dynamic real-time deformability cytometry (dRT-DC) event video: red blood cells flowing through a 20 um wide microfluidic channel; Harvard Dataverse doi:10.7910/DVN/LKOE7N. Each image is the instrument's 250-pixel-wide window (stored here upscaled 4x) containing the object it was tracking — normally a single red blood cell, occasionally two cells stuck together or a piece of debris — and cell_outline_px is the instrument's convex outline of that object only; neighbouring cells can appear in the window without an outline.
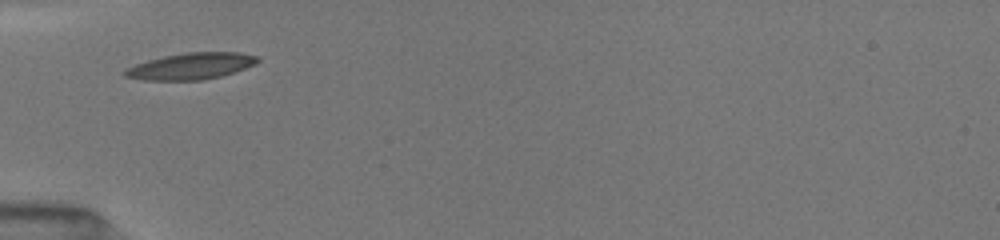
{"species": "common noctule bat (a hibernating species)", "species_latin": "Nyctalus noctula", "temperature_condition": "room temperature", "stored_images_in_passage": 10, "camera_frame_rate_fps": 3000, "um_per_image_px": 0.085, "animal": {"sex": "female", "body_mass_g": 19.5, "forearm_length_mm": 54.1}, "frame": {"image": 1, "passage_image": 1, "time_ms": 0.0, "image_size_px": [1000, 240], "cell_outline_px": [[260, 60], [256, 64], [220, 76], [200, 80], [144, 80], [124, 76], [120, 72], [124, 68], [148, 60], [164, 56], [188, 52], [240, 52], [256, 56]], "centroid_in_image_um": [16.18, 5.62], "position_along_channel_um": 68.8, "area_um2": 20.4}}
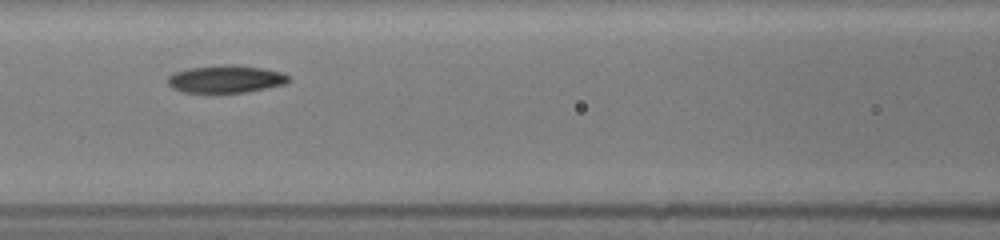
{"frame": {"image": 2, "passage_image": 7, "time_ms": 2.0, "image_size_px": [1000, 240], "cell_outline_px": [[292, 80], [288, 84], [248, 92], [212, 96], [184, 92], [172, 88], [168, 84], [168, 76], [172, 72], [188, 68], [224, 64], [232, 64], [264, 68], [284, 72]], "centroid_in_image_um": [19.2, 6.76], "position_along_channel_um": 147.4, "area_um2": 20.69}}
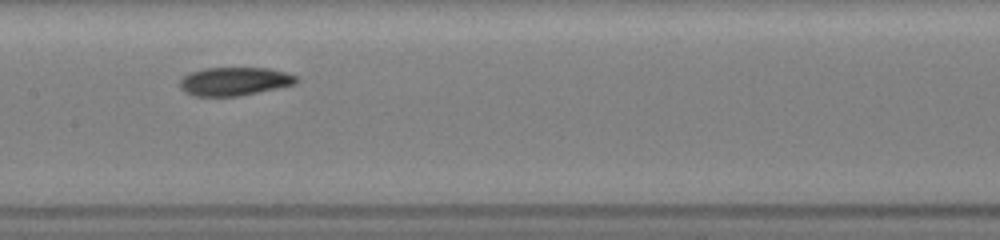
{"frame": {"image": 3, "passage_image": 9, "time_ms": 3.0, "image_size_px": [1000, 240], "cell_outline_px": [[300, 80], [296, 84], [240, 96], [192, 96], [184, 92], [180, 88], [180, 80], [184, 76], [192, 72], [204, 68], [268, 68], [300, 76]], "centroid_in_image_um": [19.96, 6.92], "position_along_channel_um": 187.4, "area_um2": 19.42}}